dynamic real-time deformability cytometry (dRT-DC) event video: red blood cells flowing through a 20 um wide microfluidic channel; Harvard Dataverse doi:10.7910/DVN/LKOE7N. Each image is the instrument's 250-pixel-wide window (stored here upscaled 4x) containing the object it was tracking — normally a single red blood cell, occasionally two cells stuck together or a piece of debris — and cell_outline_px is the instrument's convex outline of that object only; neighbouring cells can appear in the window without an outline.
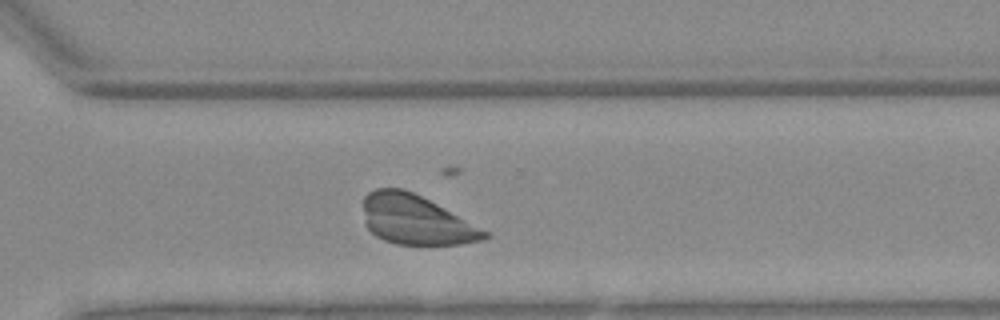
{"species": "Egyptian fruit bat (a non-hibernating species)", "species_latin": "Rousettus aegyptiacus", "temperature_condition": "warm", "stored_images_in_passage": 32, "camera_frame_rate_fps": 3000, "um_per_image_px": 0.085, "animal": {"sex": "female"}, "frame": {"image": 1, "passage_image": 22, "time_ms": 7.0, "image_size_px": [1000, 320], "cell_outline_px": [[492, 236], [484, 240], [460, 244], [396, 244], [384, 240], [376, 236], [368, 228], [364, 208], [364, 196], [368, 192], [376, 188], [404, 188], [436, 204], [488, 232]], "centroid_in_image_um": [35.35, 18.69], "position_along_channel_um": 335.3, "area_um2": 34.39}}